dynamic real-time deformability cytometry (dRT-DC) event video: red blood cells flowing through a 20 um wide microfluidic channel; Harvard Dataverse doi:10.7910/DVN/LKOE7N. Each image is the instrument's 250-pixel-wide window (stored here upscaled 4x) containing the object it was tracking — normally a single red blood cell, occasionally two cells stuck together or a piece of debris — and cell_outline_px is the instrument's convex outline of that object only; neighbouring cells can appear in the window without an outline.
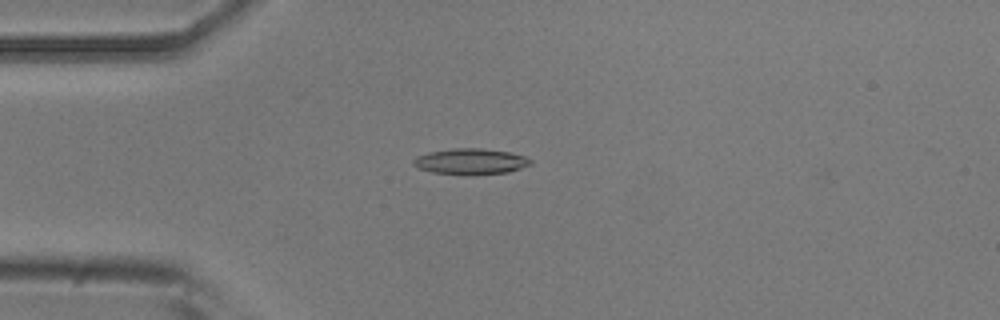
{"species": "common noctule bat (a hibernating species)", "species_latin": "Nyctalus noctula", "temperature_condition": "room temperature", "stored_images_in_passage": 50, "camera_frame_rate_fps": 3000, "um_per_image_px": 0.085, "animal": {"sex": "male", "body_mass_g": 20.5, "forearm_length_mm": 52.5}, "frame": {"image": 1, "passage_image": 12, "time_ms": 3.667, "image_size_px": [1000, 320], "cell_outline_px": [[532, 164], [508, 172], [468, 176], [432, 172], [420, 168], [412, 164], [412, 160], [416, 156], [428, 152], [452, 148], [480, 148], [512, 152], [524, 156], [532, 160]], "centroid_in_image_um": [40.0, 13.73], "position_along_channel_um": 45.0, "area_um2": 17.98}}
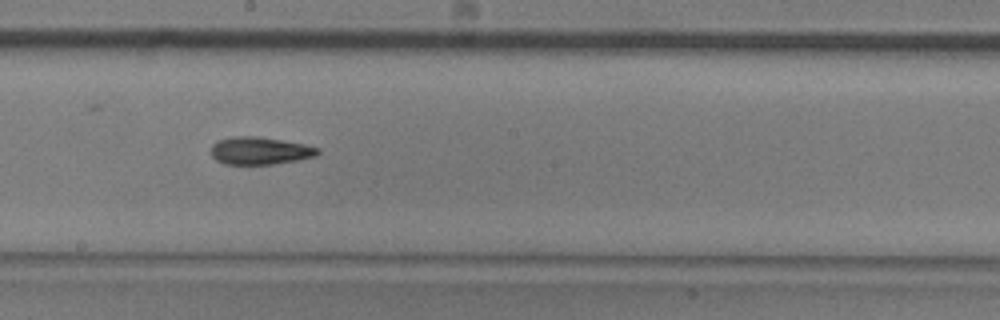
{"frame": {"image": 2, "passage_image": 27, "time_ms": 8.667, "image_size_px": [1000, 320], "cell_outline_px": [[320, 152], [316, 156], [296, 160], [272, 164], [224, 164], [216, 160], [212, 156], [212, 144], [216, 140], [232, 136], [256, 136], [304, 144], [320, 148]], "centroid_in_image_um": [22.07, 12.81], "position_along_channel_um": 226.1, "area_um2": 17.11}}
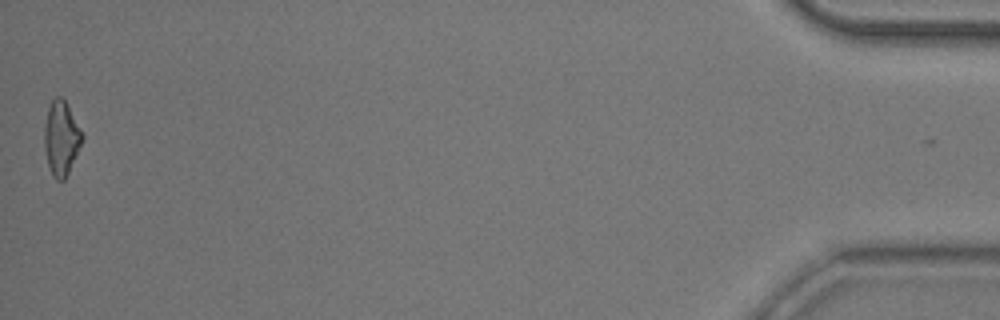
{"frame": {"image": 3, "passage_image": 50, "time_ms": 16.333, "image_size_px": [1000, 320], "cell_outline_px": [[84, 136], [68, 172], [64, 180], [56, 180], [52, 176], [48, 164], [44, 144], [44, 124], [48, 108], [52, 100], [56, 96], [60, 96], [64, 100]], "centroid_in_image_um": [5.18, 11.74], "position_along_channel_um": 430.0, "area_um2": 15.95}, "authors_computed_cell_mechanics": {"area_um2": 16.8776, "velocity_mm_per_s": 3.9361, "shape_relaxation_time_tau1_ms": 4.7884, "shape_relaxation_time_tau2_ms": 6.8045, "deformation_change_tau1": 0.1496, "deformation_change_tau2": 0.167}}